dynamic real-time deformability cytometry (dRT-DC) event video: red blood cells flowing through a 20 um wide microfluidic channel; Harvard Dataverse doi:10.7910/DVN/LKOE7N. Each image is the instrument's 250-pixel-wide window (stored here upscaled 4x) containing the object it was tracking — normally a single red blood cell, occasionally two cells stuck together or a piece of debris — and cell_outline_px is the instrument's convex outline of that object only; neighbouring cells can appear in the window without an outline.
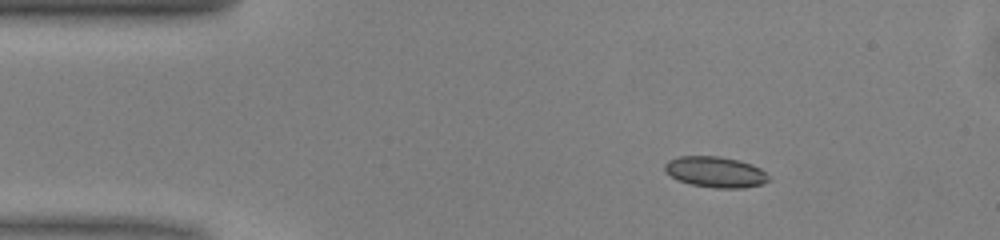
{"species": "common noctule bat (a hibernating species)", "species_latin": "Nyctalus noctula", "temperature_condition": "warm", "stored_images_in_passage": 46, "camera_frame_rate_fps": 3000, "um_per_image_px": 0.085, "animal": {"sex": "male", "body_mass_g": 13.0, "forearm_length_mm": 53.1}, "frame": {"image": 1, "passage_image": 4, "time_ms": 1.0, "image_size_px": [1000, 240], "cell_outline_px": [[772, 180], [764, 184], [744, 188], [712, 188], [692, 184], [676, 180], [664, 172], [664, 164], [668, 160], [680, 156], [720, 156], [740, 160], [752, 164], [760, 168]], "centroid_in_image_um": [60.81, 14.62], "position_along_channel_um": 24.2, "area_um2": 19.02}}
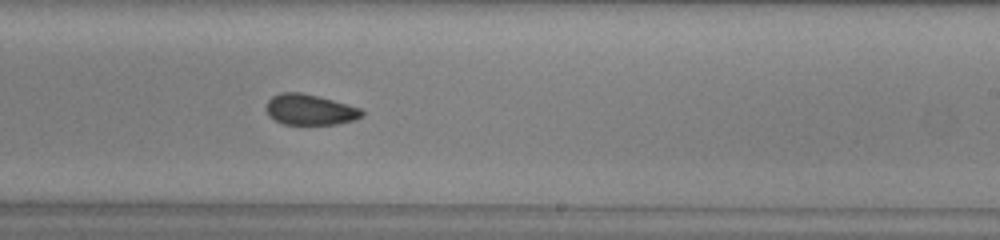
{"frame": {"image": 2, "passage_image": 26, "time_ms": 8.333, "image_size_px": [1000, 240], "cell_outline_px": [[364, 116], [352, 120], [336, 124], [284, 124], [268, 116], [264, 108], [268, 100], [272, 96], [280, 92], [300, 92], [320, 96], [360, 108], [364, 112]], "centroid_in_image_um": [26.31, 9.31], "position_along_channel_um": 262.7, "area_um2": 17.22}}
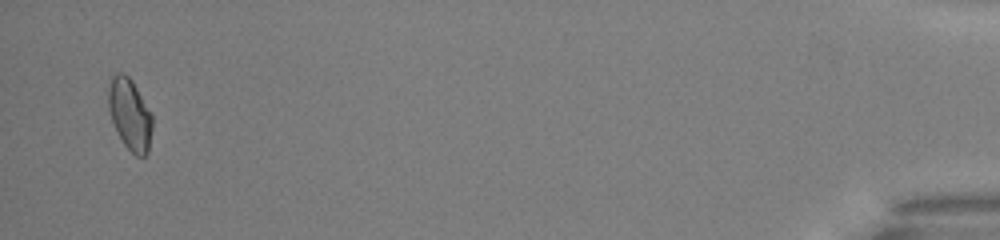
{"frame": {"image": 3, "passage_image": 45, "time_ms": 14.667, "image_size_px": [1000, 240], "cell_outline_px": [[152, 128], [148, 152], [144, 156], [136, 156], [124, 144], [112, 120], [108, 108], [108, 88], [112, 76], [116, 72], [124, 72], [132, 80], [152, 116]], "centroid_in_image_um": [11.03, 9.69], "position_along_channel_um": 424.2, "area_um2": 18.03}, "authors_computed_cell_mechanics": {"area_um2": 17.8891, "velocity_mm_per_s": 4.0765, "shape_relaxation_time_tau1_ms": 4.7182, "shape_relaxation_time_tau2_ms": 2.8999, "deformation_change_tau1": 0.0838, "deformation_change_tau2": 0.071}}